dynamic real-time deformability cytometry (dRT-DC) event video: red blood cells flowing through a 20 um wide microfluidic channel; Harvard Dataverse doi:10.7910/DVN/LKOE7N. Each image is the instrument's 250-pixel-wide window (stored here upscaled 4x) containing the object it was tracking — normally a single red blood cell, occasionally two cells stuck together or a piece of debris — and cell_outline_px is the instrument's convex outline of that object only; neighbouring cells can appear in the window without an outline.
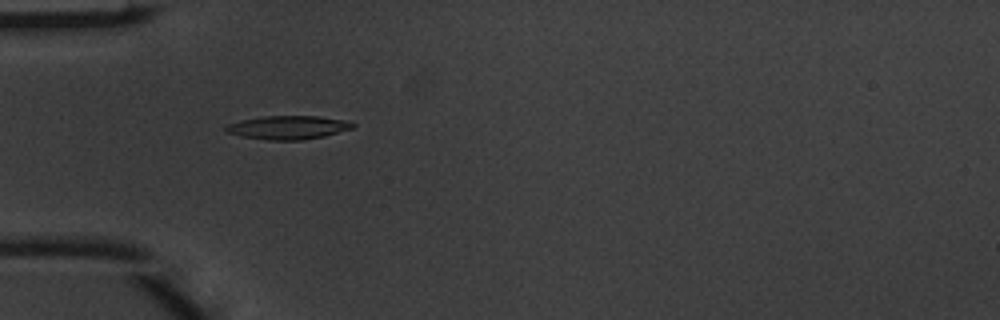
{"species": "common noctule bat (a hibernating species)", "species_latin": "Nyctalus noctula", "temperature_condition": "warm", "stored_images_in_passage": 4, "camera_frame_rate_fps": 3000, "um_per_image_px": 0.085, "animal": {"sex": "male", "body_mass_g": 20.1, "forearm_length_mm": 53.5}, "frame": {"image": 1, "passage_image": 2, "time_ms": 0.333, "image_size_px": [1000, 320], "cell_outline_px": [[356, 128], [324, 136], [304, 140], [268, 140], [240, 136], [228, 132], [224, 128], [228, 124], [240, 120], [264, 116], [316, 116], [344, 120], [356, 124]], "centroid_in_image_um": [24.51, 10.84], "position_along_channel_um": 60.5, "area_um2": 17.46}}
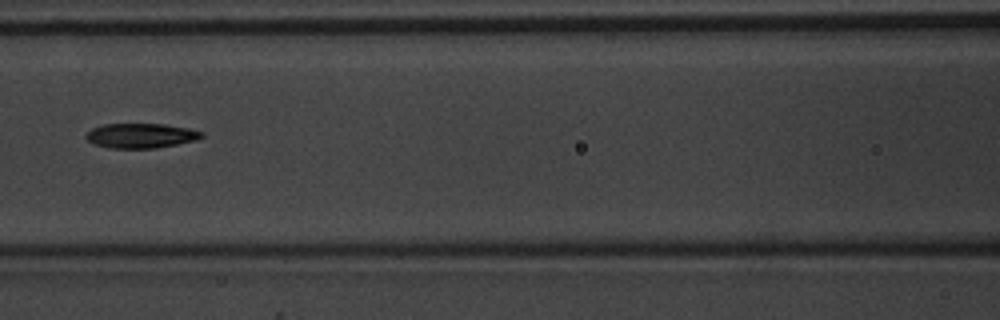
{"frame": {"image": 2, "passage_image": 4, "time_ms": 1.0, "image_size_px": [1000, 320], "cell_outline_px": [[204, 136], [196, 140], [156, 148], [112, 148], [96, 144], [88, 140], [84, 136], [92, 128], [104, 124], [164, 124], [188, 128], [204, 132]], "centroid_in_image_um": [12.0, 11.52], "position_along_channel_um": 154.6, "area_um2": 16.53}}